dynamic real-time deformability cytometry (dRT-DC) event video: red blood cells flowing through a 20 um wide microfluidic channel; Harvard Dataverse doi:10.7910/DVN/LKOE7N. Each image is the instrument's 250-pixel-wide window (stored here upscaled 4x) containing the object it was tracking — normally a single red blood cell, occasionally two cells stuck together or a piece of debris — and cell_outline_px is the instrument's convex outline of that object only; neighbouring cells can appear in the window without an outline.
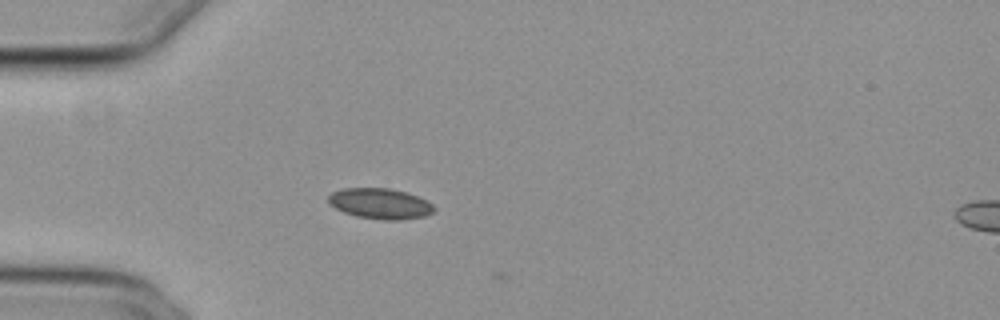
{"species": "common noctule bat (a hibernating species)", "species_latin": "Nyctalus noctula", "temperature_condition": "cold", "stored_images_in_passage": 3, "camera_frame_rate_fps": 3000, "um_per_image_px": 0.085, "animal": {"sex": "female", "body_mass_g": 29.2, "forearm_length_mm": 56.3}, "frame": {"image": 1, "passage_image": 2, "time_ms": 0.333, "image_size_px": [1000, 320], "cell_outline_px": [[436, 208], [432, 212], [424, 216], [400, 220], [380, 220], [356, 216], [344, 212], [328, 204], [328, 196], [332, 192], [344, 188], [388, 188], [404, 192], [416, 196], [432, 204]], "centroid_in_image_um": [32.27, 17.31], "position_along_channel_um": 52.7, "area_um2": 18.73}}